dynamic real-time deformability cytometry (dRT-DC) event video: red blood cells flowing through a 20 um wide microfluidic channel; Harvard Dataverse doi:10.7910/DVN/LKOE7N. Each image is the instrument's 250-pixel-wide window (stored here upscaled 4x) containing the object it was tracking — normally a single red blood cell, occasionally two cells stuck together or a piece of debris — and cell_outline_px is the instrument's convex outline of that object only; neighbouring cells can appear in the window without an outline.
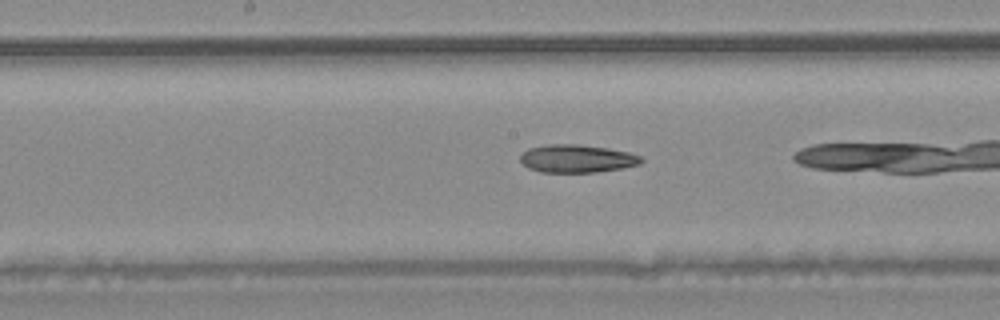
{"species": "common noctule bat (a hibernating species)", "species_latin": "Nyctalus noctula", "temperature_condition": "warm", "stored_images_in_passage": 27, "camera_frame_rate_fps": 3000, "um_per_image_px": 0.085, "animal": {"sex": "male", "body_mass_g": 20.4}, "frame": {"image": 1, "passage_image": 20, "time_ms": 6.333, "image_size_px": [1000, 320], "cell_outline_px": [[644, 160], [640, 164], [620, 168], [596, 172], [540, 172], [528, 168], [520, 160], [520, 156], [528, 148], [548, 144], [576, 144], [608, 148], [628, 152], [640, 156]], "centroid_in_image_um": [49.02, 13.48], "position_along_channel_um": 199.2, "area_um2": 19.59}}